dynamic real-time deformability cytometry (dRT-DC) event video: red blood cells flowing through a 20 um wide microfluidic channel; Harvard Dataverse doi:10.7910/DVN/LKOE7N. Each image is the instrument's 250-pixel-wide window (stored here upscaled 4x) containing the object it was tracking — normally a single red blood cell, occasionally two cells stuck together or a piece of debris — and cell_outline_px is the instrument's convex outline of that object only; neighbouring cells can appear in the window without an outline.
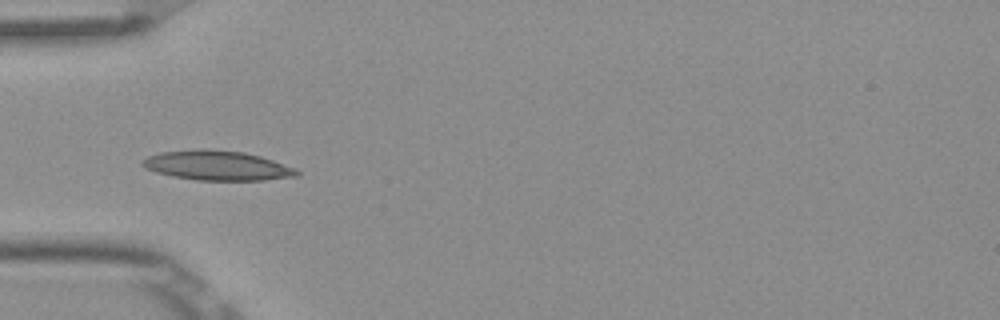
{"species": "Egyptian fruit bat (a non-hibernating species)", "species_latin": "Rousettus aegyptiacus", "temperature_condition": "room temperature", "stored_images_in_passage": 8, "camera_frame_rate_fps": 3000, "um_per_image_px": 0.085, "frame": {"image": 1, "passage_image": 5, "time_ms": 1.333, "image_size_px": [1000, 320], "cell_outline_px": [[300, 176], [264, 180], [196, 180], [172, 176], [156, 172], [144, 168], [140, 164], [140, 160], [148, 156], [160, 152], [200, 148], [204, 148], [244, 152], [260, 156], [296, 168], [300, 172]], "centroid_in_image_um": [18.44, 14.06], "position_along_channel_um": 66.6, "area_um2": 26.93}}
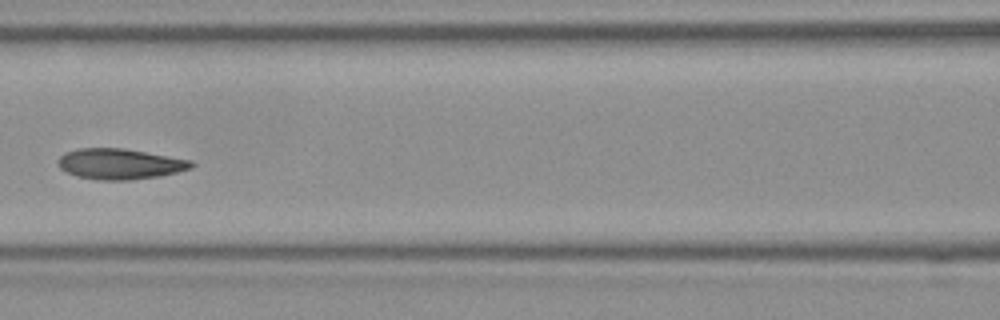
{"frame": {"image": 2, "passage_image": 7, "time_ms": 2.0, "image_size_px": [1000, 320], "cell_outline_px": [[196, 164], [192, 168], [160, 176], [128, 180], [100, 180], [76, 176], [60, 168], [56, 164], [56, 160], [64, 152], [76, 148], [124, 148], [192, 160]], "centroid_in_image_um": [10.17, 13.92], "position_along_channel_um": 156.4, "area_um2": 23.99}}
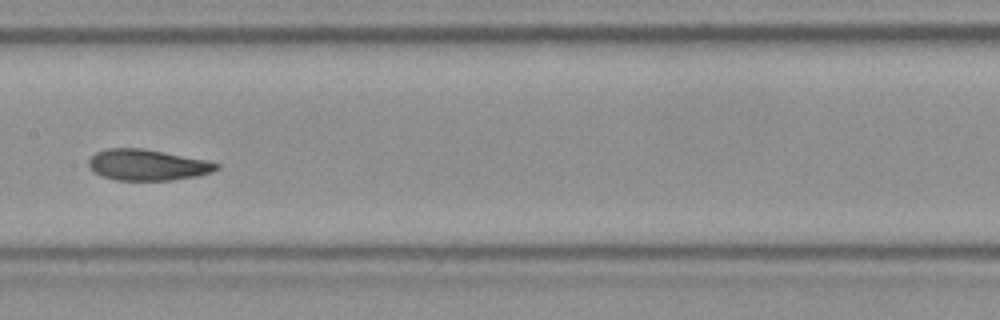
{"frame": {"image": 3, "passage_image": 8, "time_ms": 2.333, "image_size_px": [1000, 320], "cell_outline_px": [[220, 168], [212, 172], [196, 176], [172, 180], [116, 180], [104, 176], [88, 168], [88, 160], [96, 152], [108, 148], [140, 148], [164, 152], [208, 160], [220, 164]], "centroid_in_image_um": [12.55, 14.01], "position_along_channel_um": 194.8, "area_um2": 23.06}}